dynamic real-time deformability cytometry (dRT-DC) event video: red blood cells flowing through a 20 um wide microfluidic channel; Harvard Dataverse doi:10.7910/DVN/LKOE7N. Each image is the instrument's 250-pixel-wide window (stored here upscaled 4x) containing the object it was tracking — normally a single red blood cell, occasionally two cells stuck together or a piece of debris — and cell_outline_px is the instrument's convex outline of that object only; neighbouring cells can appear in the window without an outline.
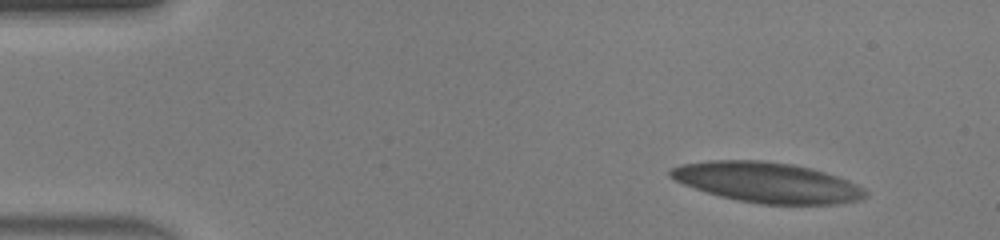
{"species": "human", "species_latin": "Homo sapiens", "temperature_condition": "warm", "stored_images_in_passage": 47, "camera_frame_rate_fps": 3000, "um_per_image_px": 0.085, "donor": {"sex": "male"}, "frame": {"image": 1, "passage_image": 1, "time_ms": 0.0, "image_size_px": [1000, 240], "cell_outline_px": [[868, 196], [860, 200], [836, 204], [760, 204], [736, 200], [720, 196], [684, 184], [668, 176], [668, 172], [672, 168], [680, 164], [708, 160], [760, 160], [792, 164], [824, 172], [848, 180], [864, 188], [868, 192]], "centroid_in_image_um": [65.22, 15.51], "position_along_channel_um": 19.8, "area_um2": 45.66}}
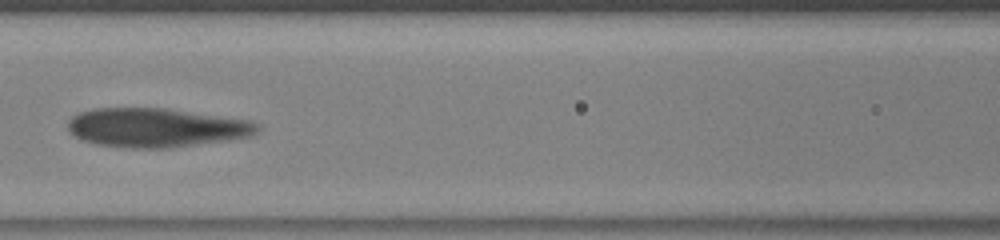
{"frame": {"image": 2, "passage_image": 19, "time_ms": 6.0, "image_size_px": [1000, 240], "cell_outline_px": [[260, 128], [256, 132], [248, 136], [228, 140], [168, 148], [132, 148], [96, 144], [80, 140], [72, 136], [68, 132], [68, 120], [72, 116], [80, 112], [92, 108], [164, 108], [252, 120], [260, 124]], "centroid_in_image_um": [13.23, 10.84], "position_along_channel_um": 153.4, "area_um2": 43.35}}
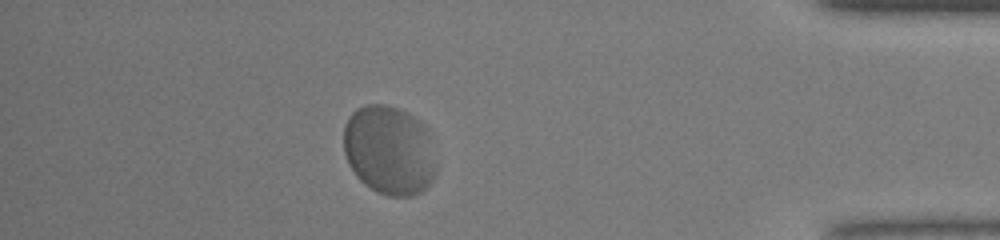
{"frame": {"image": 3, "passage_image": 41, "time_ms": 13.333, "image_size_px": [1000, 240], "cell_outline_px": [[436, 172], [432, 180], [420, 192], [412, 196], [388, 196], [376, 192], [364, 184], [356, 176], [348, 164], [344, 152], [344, 124], [348, 116], [356, 108], [364, 104], [388, 104], [400, 108], [408, 112], [420, 120], [428, 128], [436, 168]], "centroid_in_image_um": [33.07, 12.74], "position_along_channel_um": 402.1, "area_um2": 48.9}, "authors_computed_cell_mechanics": {"area_um2": 45.084, "velocity_mm_per_s": 3.9522, "shape_relaxation_time_tau1_ms": 3.0835, "shape_relaxation_time_tau2_ms": null, "deformation_change_tau1": 0.1523, "deformation_change_tau2": null}}